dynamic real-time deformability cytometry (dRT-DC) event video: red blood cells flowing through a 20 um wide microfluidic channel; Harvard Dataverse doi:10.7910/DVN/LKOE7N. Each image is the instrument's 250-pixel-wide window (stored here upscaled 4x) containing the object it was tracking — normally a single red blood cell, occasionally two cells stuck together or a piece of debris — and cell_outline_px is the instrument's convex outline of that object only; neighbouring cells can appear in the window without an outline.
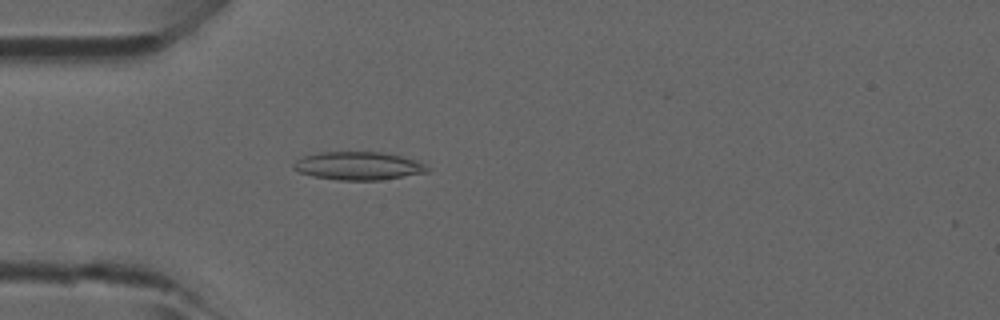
{"species": "common noctule bat (a hibernating species)", "species_latin": "Nyctalus noctula", "temperature_condition": "room temperature", "stored_images_in_passage": 3, "camera_frame_rate_fps": 3000, "um_per_image_px": 0.085, "animal": {"sex": "male", "forearm_length_mm": 52.5}, "frame": {"image": 1, "passage_image": 3, "time_ms": 0.667, "image_size_px": [1000, 320], "cell_outline_px": [[432, 168], [428, 172], [380, 180], [336, 180], [312, 176], [300, 172], [292, 168], [292, 164], [296, 160], [304, 156], [320, 152], [384, 152], [416, 160]], "centroid_in_image_um": [30.46, 14.1], "position_along_channel_um": 54.5, "area_um2": 22.02}}